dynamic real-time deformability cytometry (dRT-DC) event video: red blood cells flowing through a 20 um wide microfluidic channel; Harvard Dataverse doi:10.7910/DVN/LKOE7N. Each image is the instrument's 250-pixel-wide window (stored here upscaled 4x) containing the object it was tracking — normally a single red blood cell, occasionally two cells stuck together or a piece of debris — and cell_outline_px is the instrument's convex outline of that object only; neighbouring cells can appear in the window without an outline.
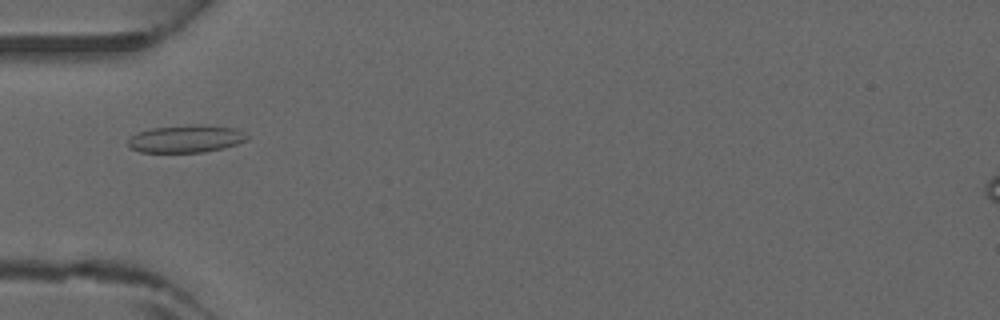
{"species": "common noctule bat (a hibernating species)", "species_latin": "Nyctalus noctula", "temperature_condition": "warm", "stored_images_in_passage": 4, "camera_frame_rate_fps": 3000, "um_per_image_px": 0.085, "animal": {"sex": "male", "forearm_length_mm": 52.5}, "frame": {"image": 1, "passage_image": 4, "time_ms": 1.0, "image_size_px": [1000, 320], "cell_outline_px": [[248, 140], [224, 148], [204, 152], [140, 152], [128, 148], [128, 140], [136, 132], [152, 128], [192, 124], [204, 124], [236, 128], [244, 132], [248, 136]], "centroid_in_image_um": [15.82, 11.79], "position_along_channel_um": 69.2, "area_um2": 19.36}}